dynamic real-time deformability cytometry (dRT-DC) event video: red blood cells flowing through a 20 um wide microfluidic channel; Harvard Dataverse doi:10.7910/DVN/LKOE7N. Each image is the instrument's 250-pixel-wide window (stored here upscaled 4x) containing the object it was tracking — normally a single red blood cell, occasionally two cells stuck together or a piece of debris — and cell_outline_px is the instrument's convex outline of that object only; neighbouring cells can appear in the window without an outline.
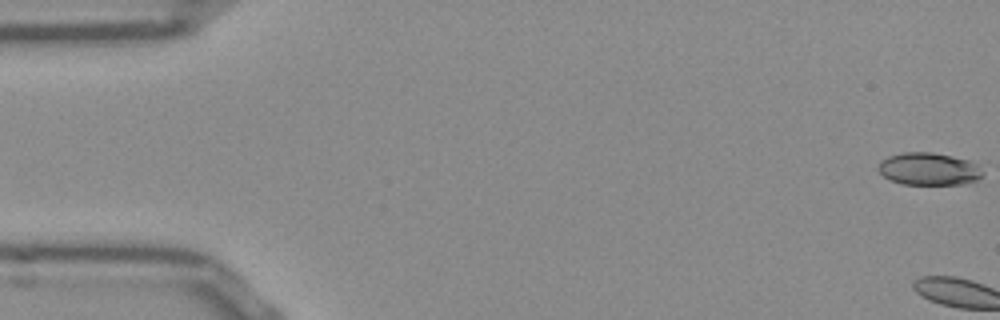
{"species": "Egyptian fruit bat (a non-hibernating species)", "species_latin": "Rousettus aegyptiacus", "temperature_condition": "room temperature", "stored_images_in_passage": 3, "camera_frame_rate_fps": 3000, "um_per_image_px": 0.085, "frame": {"image": 1, "passage_image": 1, "time_ms": 0.0, "image_size_px": [1000, 320], "cell_outline_px": [[984, 172], [976, 180], [968, 184], [904, 184], [892, 180], [884, 176], [880, 172], [880, 160], [888, 156], [904, 152], [932, 152], [952, 156], [968, 160], [976, 164]], "centroid_in_image_um": [78.97, 14.36], "position_along_channel_um": 6.0, "area_um2": 19.59}}